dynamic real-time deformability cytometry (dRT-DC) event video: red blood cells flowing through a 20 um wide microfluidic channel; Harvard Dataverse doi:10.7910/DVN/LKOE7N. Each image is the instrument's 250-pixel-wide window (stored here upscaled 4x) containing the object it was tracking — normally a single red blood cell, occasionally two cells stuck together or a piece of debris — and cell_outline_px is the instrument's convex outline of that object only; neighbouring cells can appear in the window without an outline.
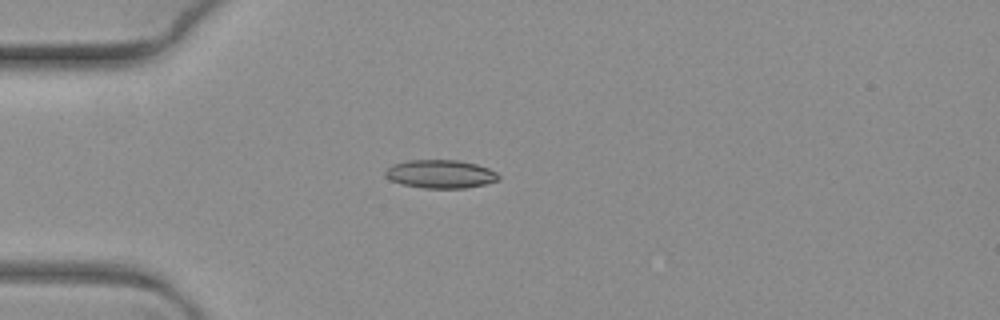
{"species": "common noctule bat (a hibernating species)", "species_latin": "Nyctalus noctula", "temperature_condition": "warm", "stored_images_in_passage": 7, "camera_frame_rate_fps": 3000, "um_per_image_px": 0.085, "animal": {"sex": "female", "body_mass_g": 19.3, "forearm_length_mm": 54.1}, "frame": {"image": 1, "passage_image": 5, "time_ms": 1.333, "image_size_px": [1000, 320], "cell_outline_px": [[500, 176], [496, 180], [484, 184], [464, 188], [424, 188], [400, 184], [384, 176], [384, 172], [392, 164], [408, 160], [456, 160], [476, 164], [488, 168], [496, 172]], "centroid_in_image_um": [37.4, 14.79], "position_along_channel_um": 47.6, "area_um2": 18.61}}
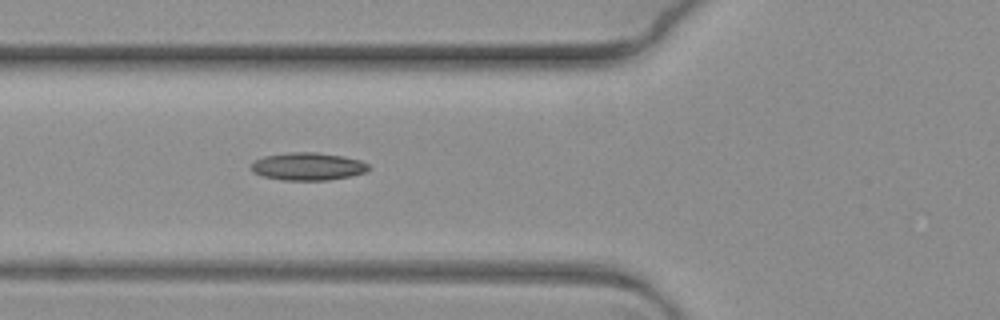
{"frame": {"image": 2, "passage_image": 7, "time_ms": 2.0, "image_size_px": [1000, 320], "cell_outline_px": [[368, 168], [364, 172], [352, 176], [328, 180], [280, 180], [260, 176], [252, 172], [248, 168], [256, 160], [264, 156], [292, 152], [316, 152], [344, 156], [360, 160], [368, 164]], "centroid_in_image_um": [26.12, 14.15], "position_along_channel_um": 99.7, "area_um2": 19.07}}